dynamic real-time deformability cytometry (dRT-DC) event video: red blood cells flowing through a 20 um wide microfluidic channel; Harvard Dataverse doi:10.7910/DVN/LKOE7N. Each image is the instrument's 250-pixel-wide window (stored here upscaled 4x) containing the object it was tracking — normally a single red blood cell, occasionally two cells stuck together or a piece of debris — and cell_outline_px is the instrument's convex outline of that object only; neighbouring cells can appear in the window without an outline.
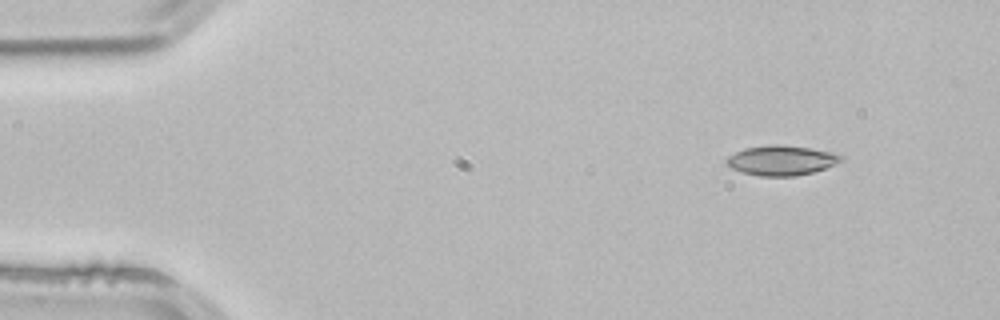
{"species": "common noctule bat (a hibernating species)", "species_latin": "Nyctalus noctula", "temperature_condition": "room temperature", "stored_images_in_passage": 3, "camera_frame_rate_fps": 3000, "um_per_image_px": 0.085, "animal": {"sex": "male", "body_mass_g": 21.5, "forearm_length_mm": 52.0}, "frame": {"image": 1, "passage_image": 1, "time_ms": 0.0, "image_size_px": [1000, 320], "cell_outline_px": [[844, 160], [824, 168], [812, 172], [796, 176], [760, 176], [744, 172], [732, 168], [724, 164], [724, 160], [728, 156], [744, 148], [768, 144], [780, 144], [808, 148], [832, 152], [844, 156]], "centroid_in_image_um": [66.39, 13.62], "position_along_channel_um": 18.6, "area_um2": 19.94}}
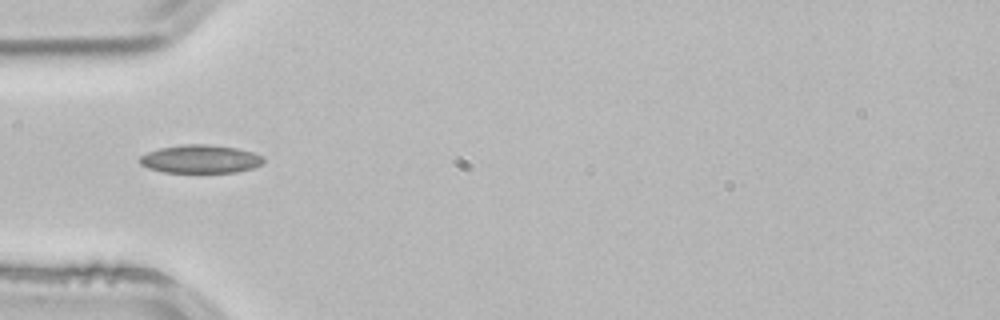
{"frame": {"image": 2, "passage_image": 3, "time_ms": 0.667, "image_size_px": [1000, 320], "cell_outline_px": [[264, 164], [252, 168], [236, 172], [164, 172], [148, 168], [140, 164], [140, 156], [148, 152], [160, 148], [184, 144], [208, 144], [236, 148], [252, 152], [264, 156]], "centroid_in_image_um": [17.06, 13.52], "position_along_channel_um": 67.9, "area_um2": 20.35}}